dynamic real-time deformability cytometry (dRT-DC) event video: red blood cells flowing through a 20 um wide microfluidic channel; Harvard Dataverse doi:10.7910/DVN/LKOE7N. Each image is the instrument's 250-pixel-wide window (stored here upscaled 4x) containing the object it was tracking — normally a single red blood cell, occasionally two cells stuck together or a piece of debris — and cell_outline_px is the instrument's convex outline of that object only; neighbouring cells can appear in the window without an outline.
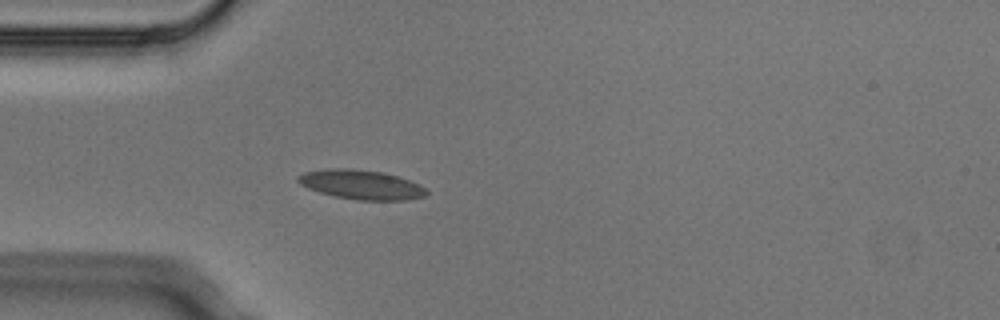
{"species": "Egyptian fruit bat (a non-hibernating species)", "species_latin": "Rousettus aegyptiacus", "temperature_condition": "cold", "stored_images_in_passage": 3, "camera_frame_rate_fps": 3000, "um_per_image_px": 0.085, "animal": {"sex": "male"}, "frame": {"image": 1, "passage_image": 3, "time_ms": 0.667, "image_size_px": [1000, 320], "cell_outline_px": [[428, 192], [424, 196], [408, 200], [356, 200], [332, 196], [308, 188], [300, 184], [296, 180], [296, 176], [304, 172], [332, 168], [352, 168], [380, 172], [396, 176], [420, 184]], "centroid_in_image_um": [30.67, 15.7], "position_along_channel_um": 54.3, "area_um2": 21.96}}